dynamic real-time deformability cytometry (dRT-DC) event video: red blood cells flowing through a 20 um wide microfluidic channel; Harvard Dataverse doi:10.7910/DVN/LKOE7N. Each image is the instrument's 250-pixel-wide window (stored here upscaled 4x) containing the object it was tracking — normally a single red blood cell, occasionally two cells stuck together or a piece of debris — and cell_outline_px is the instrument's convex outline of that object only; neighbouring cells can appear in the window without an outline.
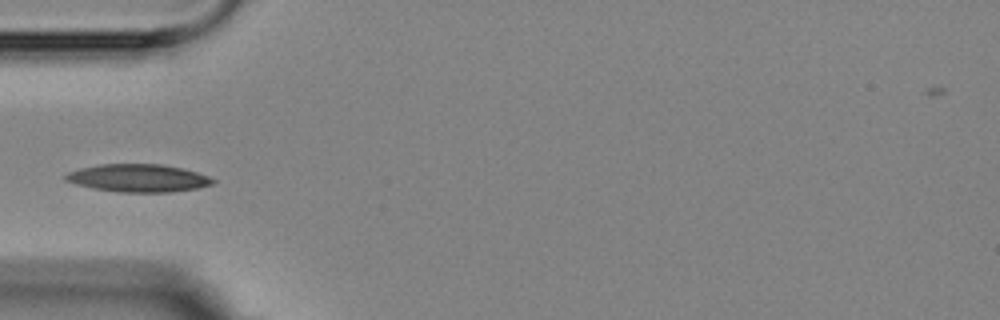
{"species": "Egyptian fruit bat (a non-hibernating species)", "species_latin": "Rousettus aegyptiacus", "temperature_condition": "room temperature", "stored_images_in_passage": 2, "camera_frame_rate_fps": 3000, "um_per_image_px": 0.085, "animal": {"sex": "female"}, "frame": {"image": 1, "passage_image": 2, "time_ms": 1.667, "image_size_px": [1000, 320], "cell_outline_px": [[216, 184], [196, 188], [172, 192], [120, 192], [92, 188], [76, 184], [64, 180], [64, 176], [68, 172], [80, 168], [100, 164], [160, 164], [184, 168], [208, 176], [216, 180]], "centroid_in_image_um": [11.76, 15.13], "position_along_channel_um": 73.2, "area_um2": 23.93}}